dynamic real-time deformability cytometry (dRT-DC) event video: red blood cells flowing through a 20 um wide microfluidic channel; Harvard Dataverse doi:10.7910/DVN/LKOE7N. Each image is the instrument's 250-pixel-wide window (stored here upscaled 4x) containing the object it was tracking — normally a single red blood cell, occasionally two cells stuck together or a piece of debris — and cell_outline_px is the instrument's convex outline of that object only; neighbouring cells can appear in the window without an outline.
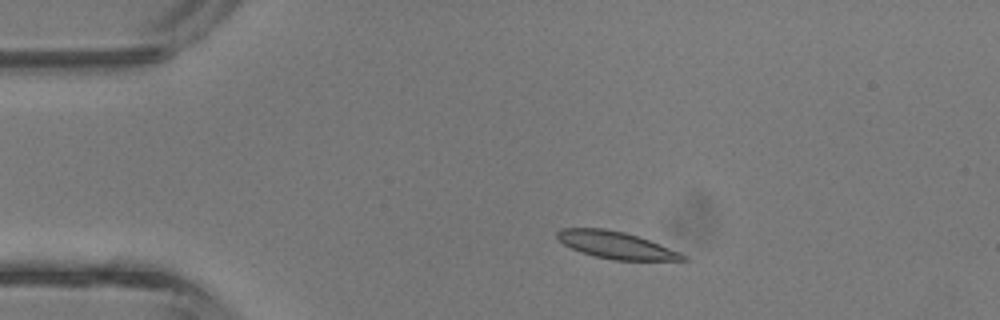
{"species": "common noctule bat (a hibernating species)", "species_latin": "Nyctalus noctula", "temperature_condition": "room temperature", "stored_images_in_passage": 2, "camera_frame_rate_fps": 3000, "um_per_image_px": 0.085, "animal": {"sex": "male", "body_mass_g": 13.3}, "frame": {"image": 1, "passage_image": 1, "time_ms": 0.0, "image_size_px": [1000, 320], "cell_outline_px": [[688, 260], [612, 260], [580, 252], [564, 244], [556, 236], [556, 232], [560, 228], [604, 228], [624, 232], [648, 240], [680, 252], [688, 256]], "centroid_in_image_um": [52.35, 20.83], "position_along_channel_um": 32.7, "area_um2": 19.65}}